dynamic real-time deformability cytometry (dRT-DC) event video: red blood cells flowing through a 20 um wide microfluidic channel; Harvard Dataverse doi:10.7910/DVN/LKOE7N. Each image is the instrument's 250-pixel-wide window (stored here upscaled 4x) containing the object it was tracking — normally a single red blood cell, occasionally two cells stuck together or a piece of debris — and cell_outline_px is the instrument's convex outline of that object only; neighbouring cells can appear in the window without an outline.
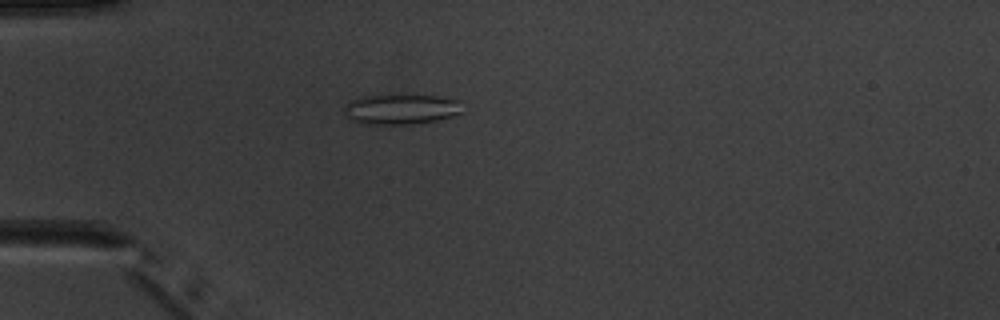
{"species": "common noctule bat (a hibernating species)", "species_latin": "Nyctalus noctula", "temperature_condition": "warm", "stored_images_in_passage": 4, "camera_frame_rate_fps": 3000, "um_per_image_px": 0.085, "animal": {"sex": "male", "body_mass_g": 20.1, "forearm_length_mm": 53.5}, "frame": {"image": 1, "passage_image": 4, "time_ms": 3.333, "image_size_px": [1000, 320], "cell_outline_px": [[460, 112], [452, 116], [436, 120], [412, 124], [368, 124], [352, 120], [344, 112], [344, 108], [352, 100], [364, 96], [380, 92], [396, 92], [436, 96], [460, 100]], "centroid_in_image_um": [34.06, 9.22], "position_along_channel_um": 50.9, "area_um2": 21.44}}